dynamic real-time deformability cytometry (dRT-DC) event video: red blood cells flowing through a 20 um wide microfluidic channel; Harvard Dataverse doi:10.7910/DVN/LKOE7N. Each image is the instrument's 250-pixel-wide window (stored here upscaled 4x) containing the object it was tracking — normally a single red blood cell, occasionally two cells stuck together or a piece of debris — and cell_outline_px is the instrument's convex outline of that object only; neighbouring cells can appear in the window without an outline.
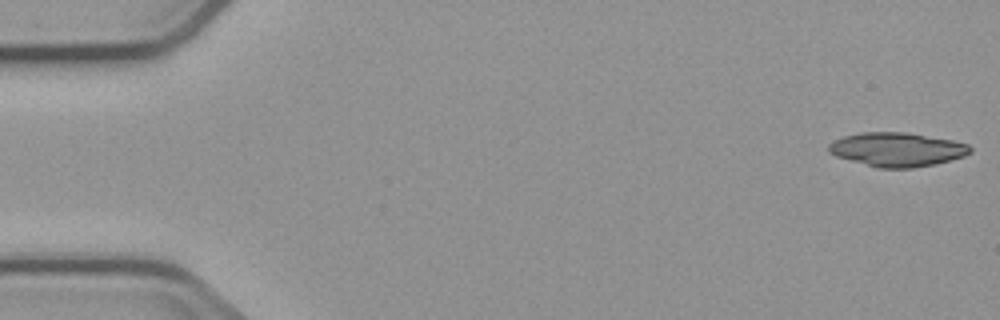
{"species": "common noctule bat (a hibernating species)", "species_latin": "Nyctalus noctula", "temperature_condition": "cold", "stored_images_in_passage": 6, "camera_frame_rate_fps": 3000, "um_per_image_px": 0.085, "animal": {"sex": "male", "body_mass_g": 23.1, "forearm_length_mm": 52.7}, "frame": {"image": 1, "passage_image": 1, "time_ms": 0.0, "image_size_px": [1000, 320], "cell_outline_px": [[972, 152], [964, 156], [936, 164], [912, 168], [876, 168], [836, 156], [828, 152], [828, 144], [844, 136], [860, 132], [904, 132], [952, 140], [968, 144], [972, 148]], "centroid_in_image_um": [76.25, 12.71], "position_along_channel_um": 8.8, "area_um2": 28.03}}